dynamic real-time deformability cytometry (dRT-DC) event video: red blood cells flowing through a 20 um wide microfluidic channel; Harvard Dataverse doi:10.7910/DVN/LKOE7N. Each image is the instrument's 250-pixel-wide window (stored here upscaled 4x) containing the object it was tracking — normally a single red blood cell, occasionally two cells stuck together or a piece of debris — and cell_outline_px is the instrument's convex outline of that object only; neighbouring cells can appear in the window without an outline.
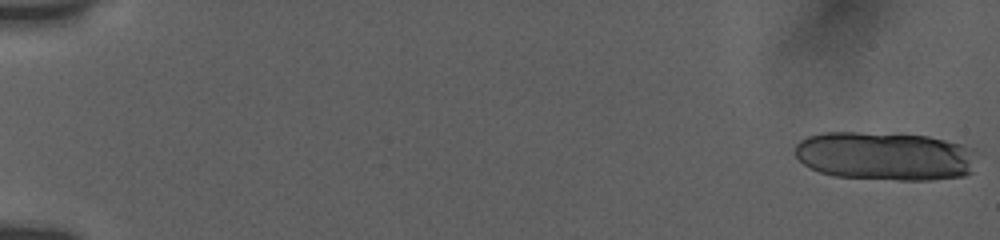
{"species": "human", "species_latin": "Homo sapiens", "temperature_condition": "room temperature", "stored_images_in_passage": 16, "camera_frame_rate_fps": 3000, "um_per_image_px": 0.085, "donor": {"sex": "female"}, "frame": {"image": 1, "passage_image": 1, "time_ms": 0.0, "image_size_px": [1000, 240], "cell_outline_px": [[976, 152], [972, 172], [964, 176], [932, 180], [896, 180], [832, 176], [820, 172], [804, 164], [796, 156], [796, 144], [800, 140], [808, 136], [824, 132], [904, 132], [928, 136], [960, 144], [972, 148]], "centroid_in_image_um": [75.25, 13.25], "position_along_channel_um": 9.7, "area_um2": 52.31}}
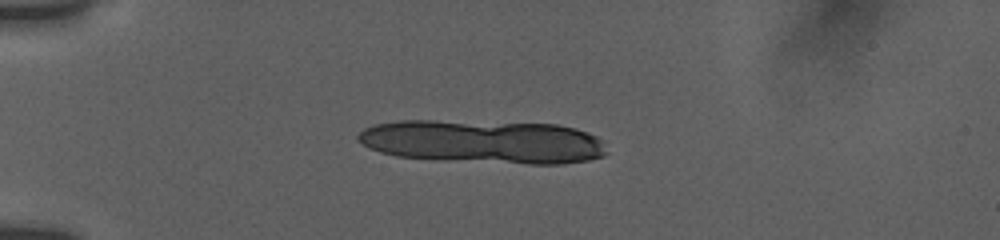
{"frame": {"image": 2, "passage_image": 11, "time_ms": 4.667, "image_size_px": [1000, 240], "cell_outline_px": [[608, 152], [604, 156], [588, 160], [564, 164], [528, 164], [396, 156], [380, 152], [368, 148], [356, 140], [356, 136], [364, 128], [372, 124], [400, 120], [436, 120], [556, 124], [576, 128], [588, 132], [596, 136], [600, 140]], "centroid_in_image_um": [41.07, 12.03], "position_along_channel_um": 43.9, "area_um2": 63.12}}